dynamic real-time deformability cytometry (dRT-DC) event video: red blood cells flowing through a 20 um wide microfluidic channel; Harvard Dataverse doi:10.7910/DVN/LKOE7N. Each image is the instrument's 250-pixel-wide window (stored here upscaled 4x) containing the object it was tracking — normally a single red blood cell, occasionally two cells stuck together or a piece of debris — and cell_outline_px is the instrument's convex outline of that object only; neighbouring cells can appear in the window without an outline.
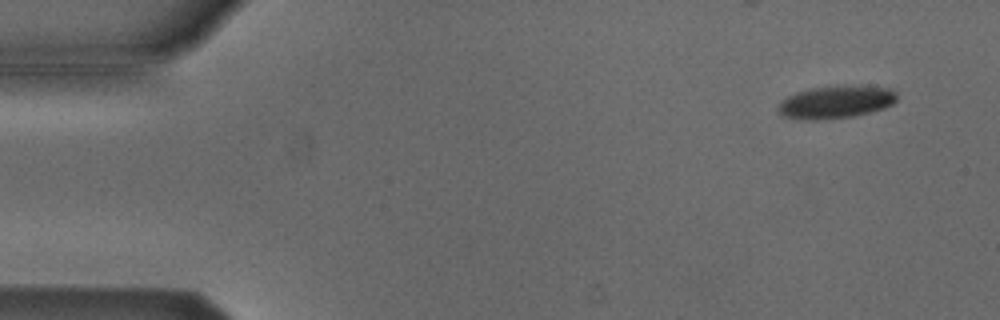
{"species": "Egyptian fruit bat (a non-hibernating species)", "species_latin": "Rousettus aegyptiacus", "temperature_condition": "cold", "stored_images_in_passage": 53, "camera_frame_rate_fps": 3000, "um_per_image_px": 0.085, "animal": {"sex": "male"}, "frame": {"image": 1, "passage_image": 4, "time_ms": 1.0, "image_size_px": [1000, 320], "cell_outline_px": [[896, 100], [892, 104], [884, 108], [852, 116], [816, 120], [804, 120], [784, 116], [776, 108], [788, 96], [796, 92], [816, 88], [892, 88], [896, 92]], "centroid_in_image_um": [71.02, 8.72], "position_along_channel_um": 14.0, "area_um2": 21.39}}
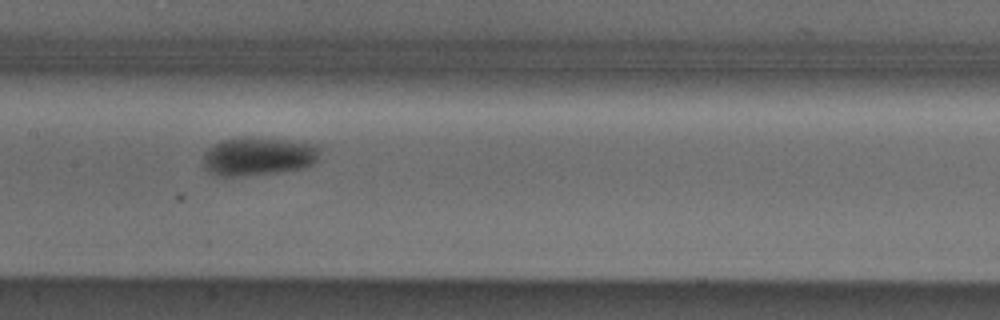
{"frame": {"image": 2, "passage_image": 26, "time_ms": 8.333, "image_size_px": [1000, 320], "cell_outline_px": [[320, 152], [316, 160], [312, 164], [304, 168], [280, 172], [240, 176], [216, 176], [208, 172], [204, 168], [204, 152], [212, 144], [220, 140], [244, 136], [284, 140], [320, 144]], "centroid_in_image_um": [21.93, 13.28], "position_along_channel_um": 185.5, "area_um2": 26.53}}
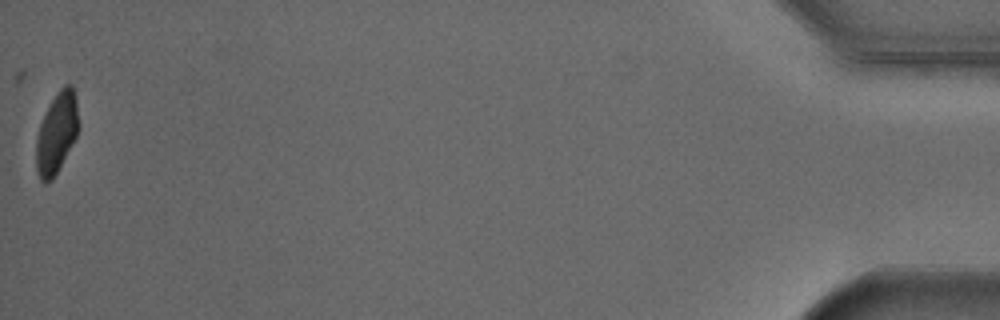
{"frame": {"image": 3, "passage_image": 53, "time_ms": 17.333, "image_size_px": [1000, 320], "cell_outline_px": [[80, 124], [76, 136], [52, 180], [44, 184], [40, 180], [36, 172], [36, 140], [40, 124], [52, 100], [60, 88], [64, 84], [72, 84], [76, 96]], "centroid_in_image_um": [4.83, 11.29], "position_along_channel_um": 430.4, "area_um2": 19.94}, "authors_computed_cell_mechanics": {"area_um2": 23.409, "velocity_mm_per_s": 3.8659, "shape_relaxation_time_tau1_ms": 2.4867, "shape_relaxation_time_tau2_ms": null, "deformation_change_tau1": 0.0933, "deformation_change_tau2": null}}